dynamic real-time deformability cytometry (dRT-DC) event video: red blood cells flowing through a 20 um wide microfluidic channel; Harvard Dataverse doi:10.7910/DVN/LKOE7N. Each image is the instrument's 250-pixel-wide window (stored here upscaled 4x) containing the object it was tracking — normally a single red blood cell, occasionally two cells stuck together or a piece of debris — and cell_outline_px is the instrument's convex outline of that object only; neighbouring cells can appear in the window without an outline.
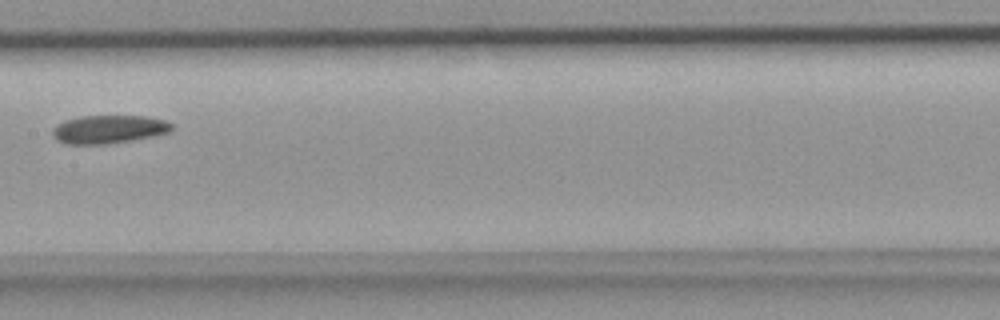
{"species": "common noctule bat (a hibernating species)", "species_latin": "Nyctalus noctula", "temperature_condition": "room temperature", "stored_images_in_passage": 5, "camera_frame_rate_fps": 3000, "um_per_image_px": 0.085, "animal": {"sex": "female", "body_mass_g": 18.4}, "frame": {"image": 1, "passage_image": 5, "time_ms": 1.333, "image_size_px": [1000, 320], "cell_outline_px": [[172, 128], [168, 132], [152, 136], [132, 140], [104, 144], [68, 144], [56, 140], [52, 136], [52, 128], [56, 124], [64, 120], [80, 116], [144, 116], [164, 120], [172, 124]], "centroid_in_image_um": [9.17, 10.98], "position_along_channel_um": 198.2, "area_um2": 19.59}}